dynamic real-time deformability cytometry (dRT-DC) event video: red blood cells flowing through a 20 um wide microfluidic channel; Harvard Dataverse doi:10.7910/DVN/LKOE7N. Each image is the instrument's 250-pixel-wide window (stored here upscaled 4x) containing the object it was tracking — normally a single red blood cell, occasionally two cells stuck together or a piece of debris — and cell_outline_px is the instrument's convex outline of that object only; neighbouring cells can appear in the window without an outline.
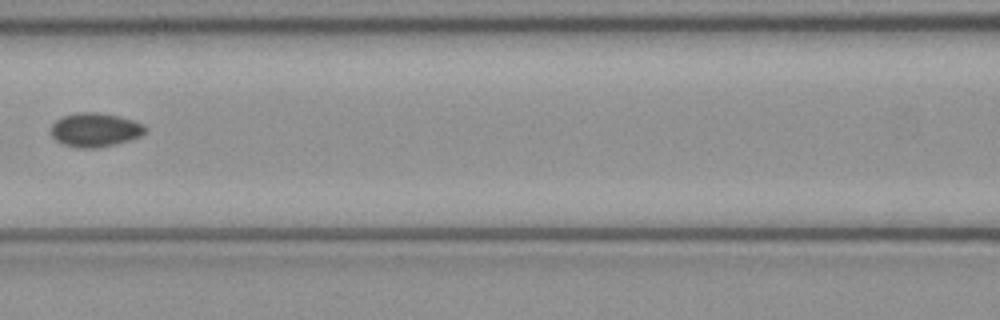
{"species": "common noctule bat (a hibernating species)", "species_latin": "Nyctalus noctula", "temperature_condition": "cold", "stored_images_in_passage": 6, "camera_frame_rate_fps": 3000, "um_per_image_px": 0.085, "animal": {"sex": "female", "body_mass_g": 21.9}, "frame": {"image": 1, "passage_image": 6, "time_ms": 1.667, "image_size_px": [1000, 320], "cell_outline_px": [[148, 132], [140, 136], [116, 144], [96, 148], [80, 148], [64, 144], [56, 140], [52, 136], [52, 124], [56, 120], [64, 116], [76, 112], [96, 112], [120, 116], [144, 124], [148, 128]], "centroid_in_image_um": [8.12, 11.03], "position_along_channel_um": 158.5, "area_um2": 18.67}}